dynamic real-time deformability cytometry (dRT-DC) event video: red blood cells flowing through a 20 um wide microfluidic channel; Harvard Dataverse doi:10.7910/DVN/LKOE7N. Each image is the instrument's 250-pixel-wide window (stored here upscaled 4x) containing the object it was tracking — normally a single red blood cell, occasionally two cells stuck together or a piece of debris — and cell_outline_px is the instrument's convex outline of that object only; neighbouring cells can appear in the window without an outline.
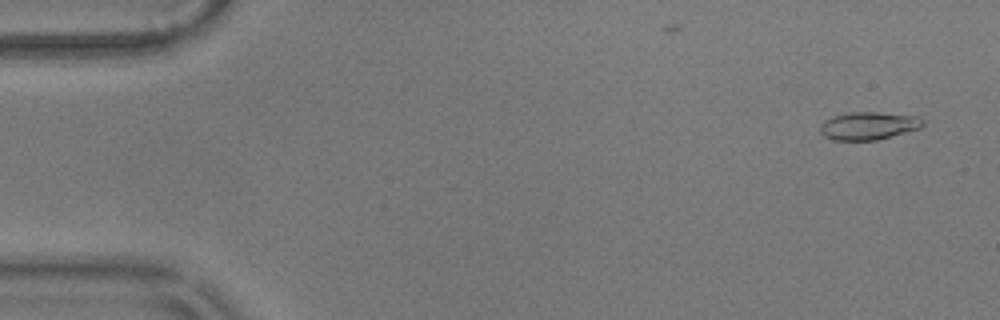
{"species": "common noctule bat (a hibernating species)", "species_latin": "Nyctalus noctula", "temperature_condition": "warm", "stored_images_in_passage": 57, "camera_frame_rate_fps": 3000, "um_per_image_px": 0.085, "animal": {"sex": "male", "body_mass_g": 17.9}, "frame": {"image": 1, "passage_image": 3, "time_ms": 0.667, "image_size_px": [1000, 320], "cell_outline_px": [[924, 124], [920, 128], [892, 136], [876, 140], [832, 140], [824, 136], [820, 132], [820, 124], [824, 120], [832, 116], [848, 112], [880, 112], [916, 116], [924, 120]], "centroid_in_image_um": [73.8, 10.68], "position_along_channel_um": 11.2, "area_um2": 16.76}}
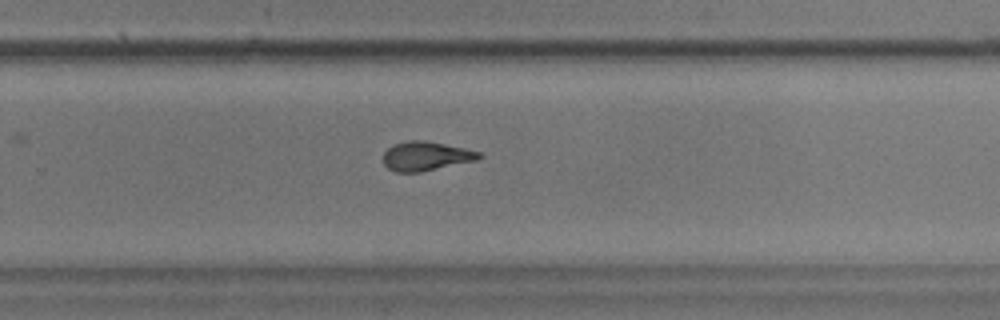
{"frame": {"image": 2, "passage_image": 37, "time_ms": 12.0, "image_size_px": [1000, 320], "cell_outline_px": [[484, 156], [476, 160], [420, 172], [396, 172], [388, 168], [384, 164], [384, 152], [392, 144], [408, 140], [424, 140], [464, 148], [480, 152]], "centroid_in_image_um": [36.19, 13.26], "position_along_channel_um": 293.6, "area_um2": 16.18}}
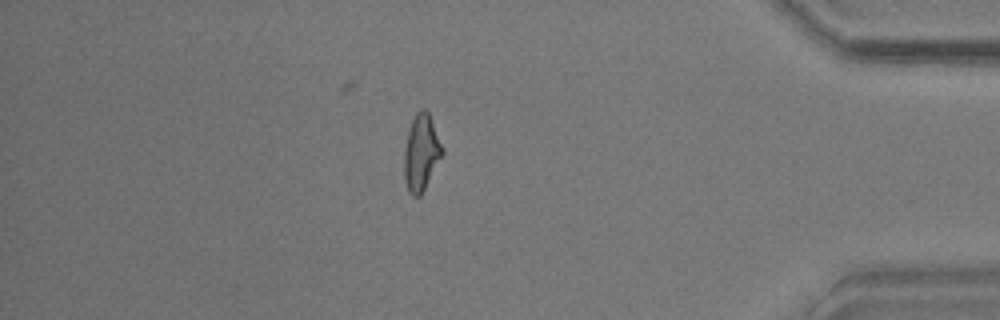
{"frame": {"image": 3, "passage_image": 49, "time_ms": 16.0, "image_size_px": [1000, 320], "cell_outline_px": [[444, 152], [420, 196], [412, 196], [408, 192], [404, 180], [404, 152], [408, 132], [412, 120], [416, 112], [420, 108], [424, 108], [428, 112], [444, 148]], "centroid_in_image_um": [35.8, 12.97], "position_along_channel_um": 399.4, "area_um2": 16.88}, "authors_computed_cell_mechanics": {"area_um2": 16.473, "velocity_mm_per_s": 3.5662, "shape_relaxation_time_tau1_ms": 4.7929, "shape_relaxation_time_tau2_ms": 3.2055, "deformation_change_tau1": 0.1527, "deformation_change_tau2": 0.11}}